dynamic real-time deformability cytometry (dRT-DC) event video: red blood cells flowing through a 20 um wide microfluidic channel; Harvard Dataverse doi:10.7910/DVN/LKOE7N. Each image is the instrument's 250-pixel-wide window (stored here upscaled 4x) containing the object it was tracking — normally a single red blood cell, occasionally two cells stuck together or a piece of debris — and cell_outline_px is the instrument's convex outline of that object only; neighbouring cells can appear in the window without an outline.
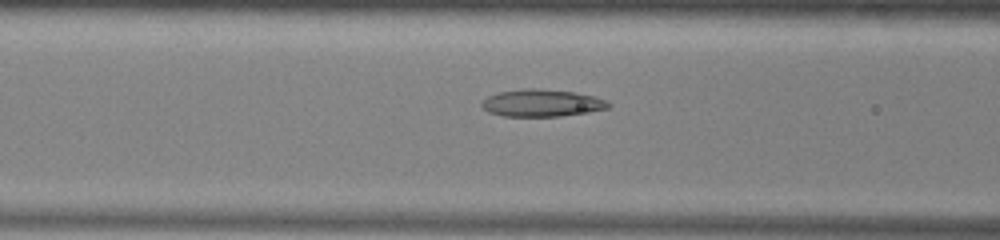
{"species": "common noctule bat (a hibernating species)", "species_latin": "Nyctalus noctula", "temperature_condition": "warm", "stored_images_in_passage": 45, "camera_frame_rate_fps": 3000, "um_per_image_px": 0.085, "animal": {"sex": "male", "body_mass_g": 13.0, "forearm_length_mm": 53.1}, "frame": {"image": 1, "passage_image": 14, "time_ms": 4.333, "image_size_px": [1000, 240], "cell_outline_px": [[612, 104], [608, 108], [588, 112], [560, 116], [504, 116], [488, 112], [480, 104], [488, 96], [500, 92], [524, 88], [536, 88], [576, 92], [596, 96]], "centroid_in_image_um": [46.07, 8.75], "position_along_channel_um": 120.5, "area_um2": 20.06}}
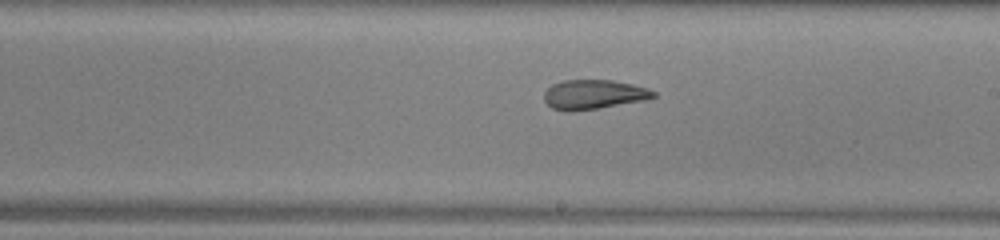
{"frame": {"image": 2, "passage_image": 23, "time_ms": 7.333, "image_size_px": [1000, 240], "cell_outline_px": [[656, 96], [644, 100], [600, 108], [572, 112], [564, 112], [552, 108], [544, 100], [544, 92], [552, 84], [564, 80], [612, 80], [632, 84], [648, 88], [656, 92]], "centroid_in_image_um": [50.44, 8.04], "position_along_channel_um": 238.6, "area_um2": 18.9}}
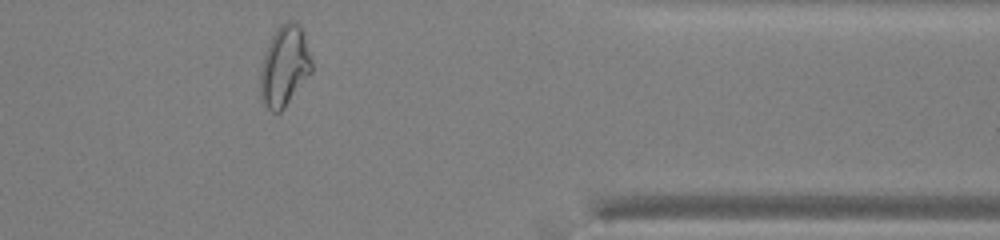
{"frame": {"image": 3, "passage_image": 36, "time_ms": 11.667, "image_size_px": [1000, 240], "cell_outline_px": [[312, 72], [284, 108], [280, 112], [272, 112], [264, 104], [260, 96], [260, 72], [264, 52], [276, 28], [280, 24], [288, 20], [296, 20], [300, 24], [312, 60]], "centroid_in_image_um": [24.18, 5.6], "position_along_channel_um": 387.2, "area_um2": 24.28}, "authors_computed_cell_mechanics": {"area_um2": 21.6172, "velocity_mm_per_s": 3.9369, "shape_relaxation_time_tau1_ms": null, "shape_relaxation_time_tau2_ms": 2.5196, "deformation_change_tau1": null, "deformation_change_tau2": 0.0956}}